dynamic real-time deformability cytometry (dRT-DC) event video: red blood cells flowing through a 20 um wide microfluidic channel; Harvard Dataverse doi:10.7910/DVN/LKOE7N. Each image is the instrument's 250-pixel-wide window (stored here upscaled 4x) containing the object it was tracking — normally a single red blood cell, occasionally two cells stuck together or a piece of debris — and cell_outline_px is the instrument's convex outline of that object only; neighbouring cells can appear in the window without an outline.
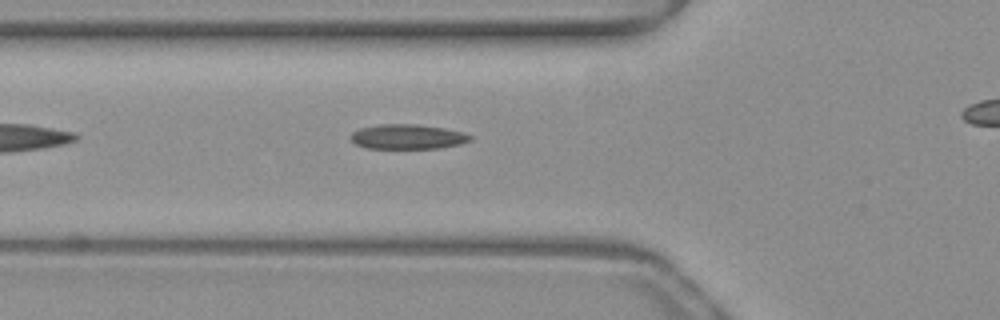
{"species": "common noctule bat (a hibernating species)", "species_latin": "Nyctalus noctula", "temperature_condition": "warm", "stored_images_in_passage": 32, "camera_frame_rate_fps": 3000, "um_per_image_px": 0.085, "animal": {"sex": "female", "body_mass_g": 19.3, "forearm_length_mm": 54.1}, "frame": {"image": 1, "passage_image": 6, "time_ms": 1.667, "image_size_px": [1000, 320], "cell_outline_px": [[472, 140], [460, 144], [440, 148], [364, 148], [356, 144], [348, 136], [352, 132], [360, 128], [380, 124], [416, 124], [444, 128], [464, 132], [472, 136]], "centroid_in_image_um": [34.64, 11.62], "position_along_channel_um": 91.2, "area_um2": 17.34}}
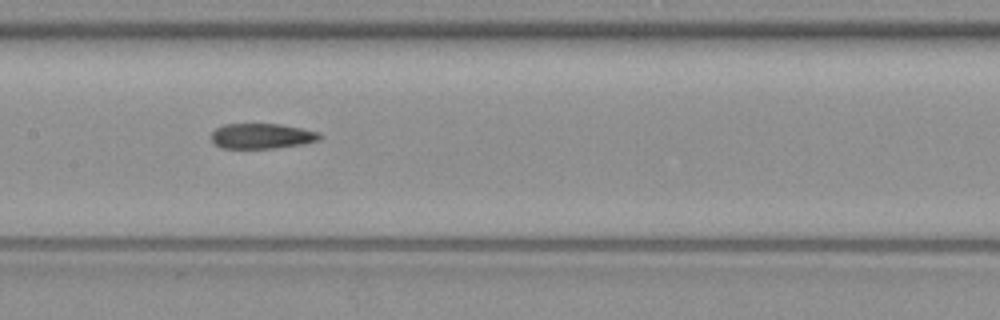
{"frame": {"image": 2, "passage_image": 13, "time_ms": 4.0, "image_size_px": [1000, 320], "cell_outline_px": [[320, 140], [300, 144], [272, 148], [220, 148], [212, 140], [212, 132], [216, 128], [224, 124], [280, 124], [320, 132]], "centroid_in_image_um": [22.23, 11.56], "position_along_channel_um": 185.2, "area_um2": 15.78}}
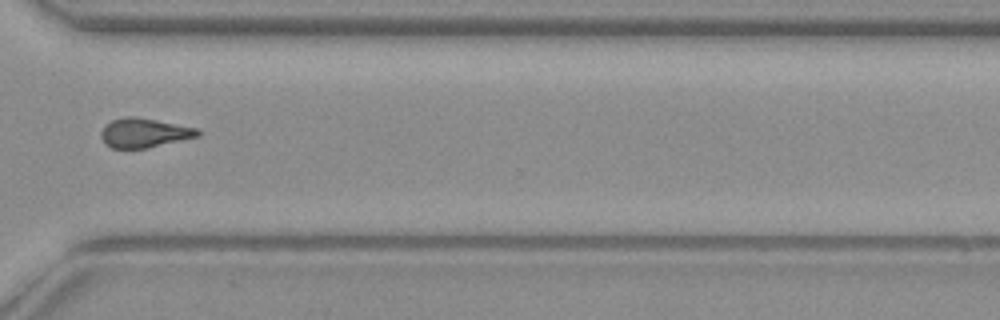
{"frame": {"image": 3, "passage_image": 26, "time_ms": 8.333, "image_size_px": [1000, 320], "cell_outline_px": [[200, 136], [148, 148], [112, 148], [104, 144], [100, 136], [100, 132], [104, 124], [112, 120], [124, 116], [136, 116], [196, 128], [200, 132]], "centroid_in_image_um": [12.2, 11.29], "position_along_channel_um": 358.4, "area_um2": 16.65}}